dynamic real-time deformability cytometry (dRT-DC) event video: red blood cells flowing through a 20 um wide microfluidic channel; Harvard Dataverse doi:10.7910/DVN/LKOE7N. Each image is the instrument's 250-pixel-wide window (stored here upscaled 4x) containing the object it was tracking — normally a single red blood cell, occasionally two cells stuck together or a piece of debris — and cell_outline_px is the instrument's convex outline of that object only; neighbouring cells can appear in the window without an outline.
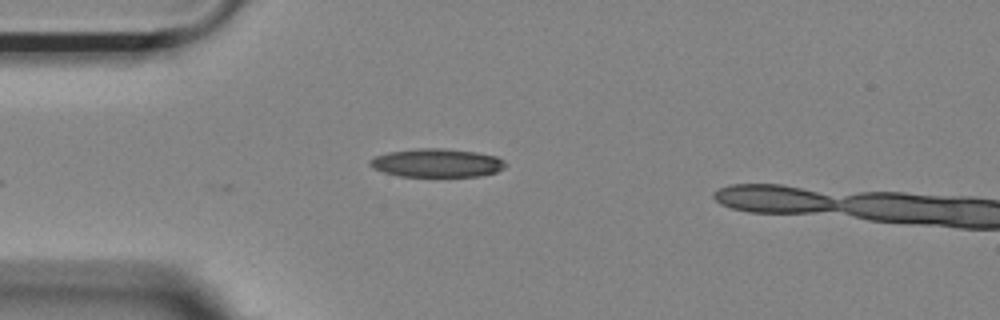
{"species": "Egyptian fruit bat (a non-hibernating species)", "species_latin": "Rousettus aegyptiacus", "temperature_condition": "room temperature", "stored_images_in_passage": 7, "camera_frame_rate_fps": 3000, "um_per_image_px": 0.085, "animal": {"sex": "female"}, "frame": {"image": 1, "passage_image": 1, "time_ms": 0.0, "image_size_px": [1000, 320], "cell_outline_px": [[508, 164], [504, 168], [496, 172], [480, 176], [400, 176], [384, 172], [372, 168], [368, 164], [368, 160], [376, 156], [388, 152], [416, 148], [444, 148], [476, 152], [496, 156], [504, 160]], "centroid_in_image_um": [37.13, 13.84], "position_along_channel_um": 47.9, "area_um2": 22.6}}
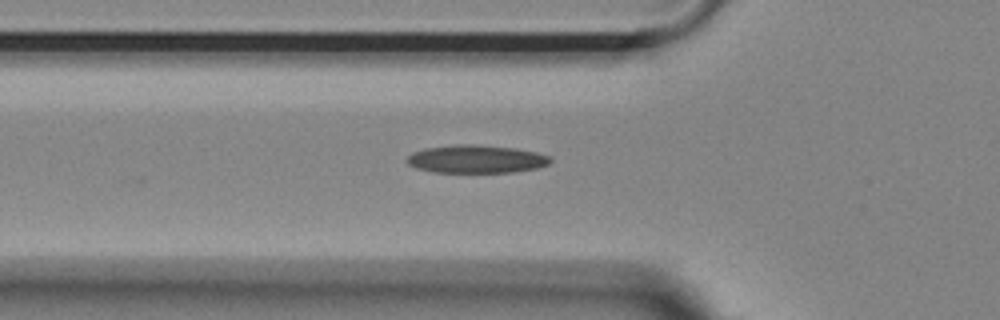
{"frame": {"image": 2, "passage_image": 5, "time_ms": 1.333, "image_size_px": [1000, 320], "cell_outline_px": [[552, 160], [548, 164], [536, 168], [512, 172], [432, 172], [416, 168], [408, 164], [408, 156], [412, 152], [424, 148], [456, 144], [476, 144], [516, 148], [536, 152], [548, 156]], "centroid_in_image_um": [40.46, 13.51], "position_along_channel_um": 85.3, "area_um2": 23.41}}